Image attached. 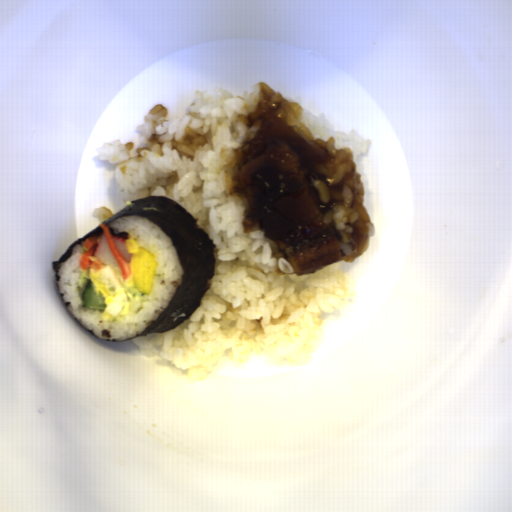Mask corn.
<instances>
[{
  "label": "corn",
  "mask_w": 512,
  "mask_h": 512,
  "mask_svg": "<svg viewBox=\"0 0 512 512\" xmlns=\"http://www.w3.org/2000/svg\"><path fill=\"white\" fill-rule=\"evenodd\" d=\"M125 247L129 254H137L140 251L139 244L136 239L131 237L125 238Z\"/></svg>",
  "instance_id": "corn-1"
}]
</instances>
